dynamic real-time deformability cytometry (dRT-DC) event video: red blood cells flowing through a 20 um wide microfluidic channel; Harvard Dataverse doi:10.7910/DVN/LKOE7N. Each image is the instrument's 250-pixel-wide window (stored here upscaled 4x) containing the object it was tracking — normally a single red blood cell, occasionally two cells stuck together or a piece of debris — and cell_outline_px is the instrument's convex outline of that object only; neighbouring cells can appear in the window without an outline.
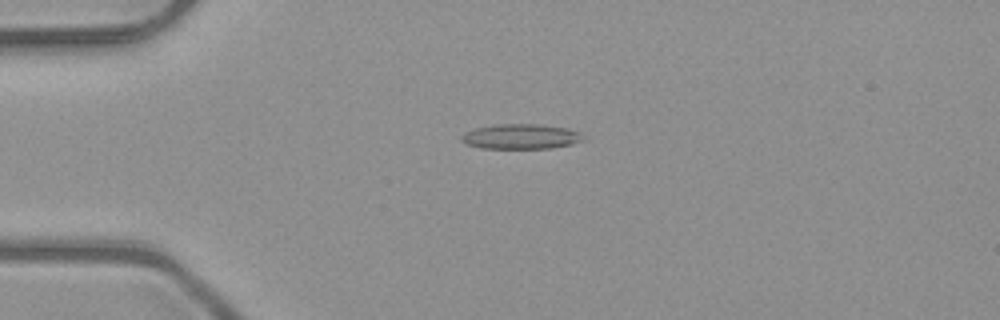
{"species": "common noctule bat (a hibernating species)", "species_latin": "Nyctalus noctula", "temperature_condition": "room temperature", "stored_images_in_passage": 5, "camera_frame_rate_fps": 3000, "um_per_image_px": 0.085, "animal": {"sex": "male", "body_mass_g": 23.1, "forearm_length_mm": 52.7}, "frame": {"image": 1, "passage_image": 3, "time_ms": 0.667, "image_size_px": [1000, 320], "cell_outline_px": [[584, 140], [572, 144], [552, 148], [480, 148], [468, 144], [460, 140], [460, 136], [464, 132], [476, 128], [496, 124], [536, 124], [564, 128], [580, 132], [584, 136]], "centroid_in_image_um": [44.26, 11.61], "position_along_channel_um": 40.7, "area_um2": 17.69}}
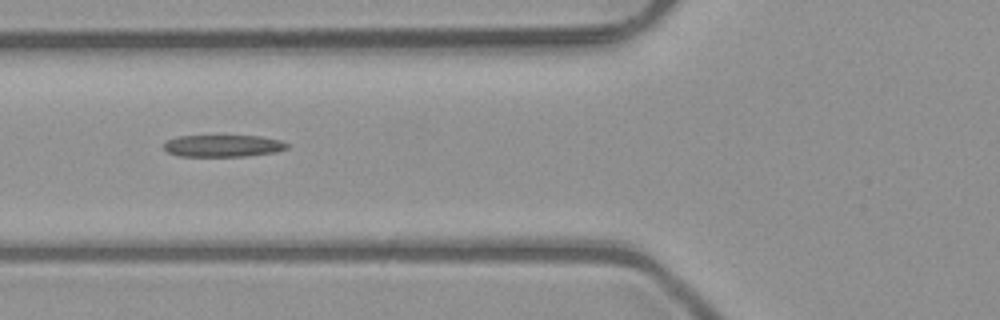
{"frame": {"image": 2, "passage_image": 5, "time_ms": 1.333, "image_size_px": [1000, 320], "cell_outline_px": [[288, 148], [276, 152], [244, 156], [176, 156], [168, 152], [164, 148], [164, 140], [180, 136], [260, 136], [280, 140], [288, 144]], "centroid_in_image_um": [18.93, 12.39], "position_along_channel_um": 106.9, "area_um2": 15.78}}